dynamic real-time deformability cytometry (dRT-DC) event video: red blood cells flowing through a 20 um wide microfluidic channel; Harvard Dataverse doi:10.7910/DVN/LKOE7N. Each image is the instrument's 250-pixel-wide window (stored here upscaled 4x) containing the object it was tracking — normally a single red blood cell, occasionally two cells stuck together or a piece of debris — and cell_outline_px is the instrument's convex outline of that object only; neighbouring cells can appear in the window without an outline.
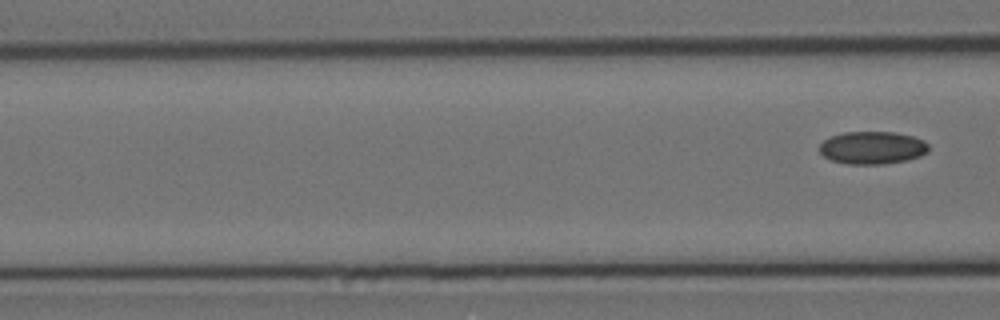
{"species": "Egyptian fruit bat (a non-hibernating species)", "species_latin": "Rousettus aegyptiacus", "temperature_condition": "cold", "stored_images_in_passage": 4, "segment_of_instrument_passage": [2, 2], "camera_frame_rate_fps": 3000, "um_per_image_px": 0.085, "animal": {"sex": "female"}, "frame": {"image": 1, "passage_image": 4, "time_ms": 3.667, "image_size_px": [1000, 320], "cell_outline_px": [[928, 152], [920, 156], [908, 160], [884, 164], [848, 164], [832, 160], [824, 156], [820, 152], [820, 144], [824, 140], [832, 136], [844, 132], [892, 132], [912, 136], [924, 140], [928, 144]], "centroid_in_image_um": [74.17, 12.56], "position_along_channel_um": 92.4, "area_um2": 20.75}}